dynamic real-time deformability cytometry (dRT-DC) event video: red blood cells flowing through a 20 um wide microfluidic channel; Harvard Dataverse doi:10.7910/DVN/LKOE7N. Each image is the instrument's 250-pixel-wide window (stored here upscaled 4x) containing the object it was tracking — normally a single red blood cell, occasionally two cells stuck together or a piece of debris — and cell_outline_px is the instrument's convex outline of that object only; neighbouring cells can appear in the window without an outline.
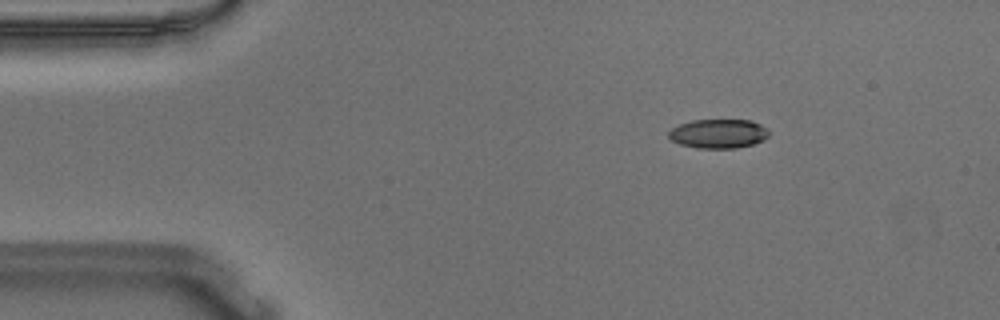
{"species": "Egyptian fruit bat (a non-hibernating species)", "species_latin": "Rousettus aegyptiacus", "temperature_condition": "warm", "stored_images_in_passage": 55, "camera_frame_rate_fps": 3000, "um_per_image_px": 0.085, "animal": {"sex": "male"}, "frame": {"image": 1, "passage_image": 8, "time_ms": 2.333, "image_size_px": [1000, 320], "cell_outline_px": [[768, 136], [764, 140], [752, 144], [736, 148], [696, 148], [680, 144], [672, 140], [668, 136], [668, 132], [672, 128], [680, 124], [692, 120], [752, 120], [760, 124], [768, 132]], "centroid_in_image_um": [61.04, 11.36], "position_along_channel_um": 24.0, "area_um2": 16.94}}
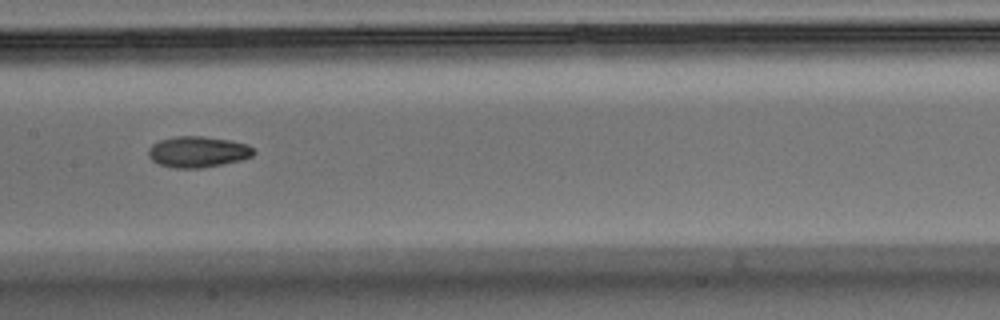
{"frame": {"image": 2, "passage_image": 27, "time_ms": 8.667, "image_size_px": [1000, 320], "cell_outline_px": [[256, 152], [252, 156], [240, 160], [224, 164], [200, 168], [172, 168], [160, 164], [152, 160], [148, 156], [148, 148], [152, 144], [160, 140], [176, 136], [204, 136], [232, 140], [248, 144]], "centroid_in_image_um": [16.82, 12.9], "position_along_channel_um": 190.6, "area_um2": 19.19}}
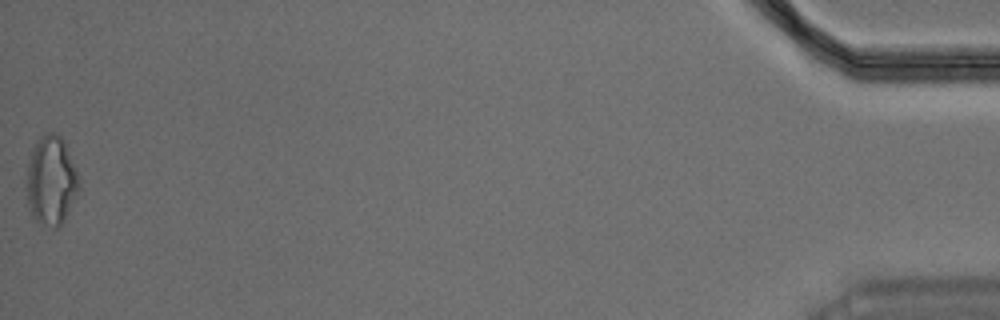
{"frame": {"image": 3, "passage_image": 55, "time_ms": 18.0, "image_size_px": [1000, 320], "cell_outline_px": [[80, 188], [60, 228], [56, 228], [36, 220], [28, 204], [24, 184], [28, 164], [32, 148], [36, 140], [44, 132], [56, 132], [64, 140], [76, 172], [80, 184]], "centroid_in_image_um": [4.32, 15.31], "position_along_channel_um": 430.9, "area_um2": 27.34}, "authors_computed_cell_mechanics": {"area_um2": 18.6694, "velocity_mm_per_s": 3.6479, "shape_relaxation_time_tau1_ms": null, "shape_relaxation_time_tau2_ms": 6.3884, "deformation_change_tau1": null, "deformation_change_tau2": 0.1274}}